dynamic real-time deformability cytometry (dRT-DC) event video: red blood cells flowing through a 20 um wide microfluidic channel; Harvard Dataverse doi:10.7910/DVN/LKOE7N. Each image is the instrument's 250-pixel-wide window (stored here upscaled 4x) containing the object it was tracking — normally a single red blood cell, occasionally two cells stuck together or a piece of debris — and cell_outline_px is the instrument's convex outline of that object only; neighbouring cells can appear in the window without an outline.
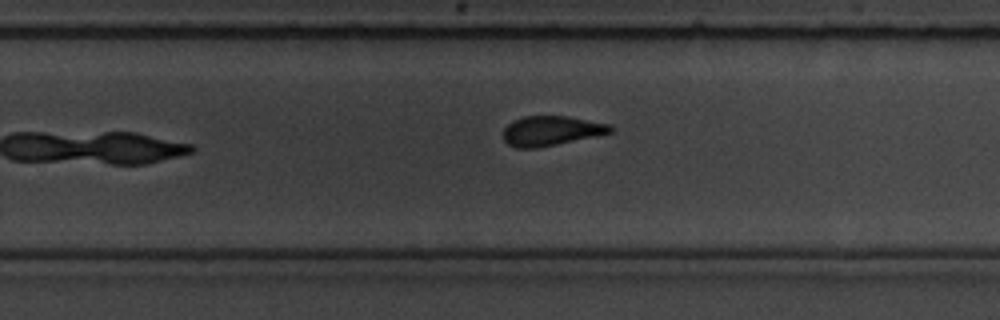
{"species": "common noctule bat (a hibernating species)", "species_latin": "Nyctalus noctula", "temperature_condition": "room temperature", "stored_images_in_passage": 11, "camera_frame_rate_fps": 3000, "um_per_image_px": 0.085, "animal": {"sex": "male", "body_mass_g": 19.5, "forearm_length_mm": 54.6}, "frame": {"image": 1, "passage_image": 10, "time_ms": 10.333, "image_size_px": [1000, 320], "cell_outline_px": [[612, 132], [596, 136], [536, 148], [516, 148], [508, 144], [504, 140], [504, 128], [512, 120], [524, 116], [568, 116], [608, 124], [612, 128]], "centroid_in_image_um": [46.81, 11.11], "position_along_channel_um": 283.0, "area_um2": 18.38}}
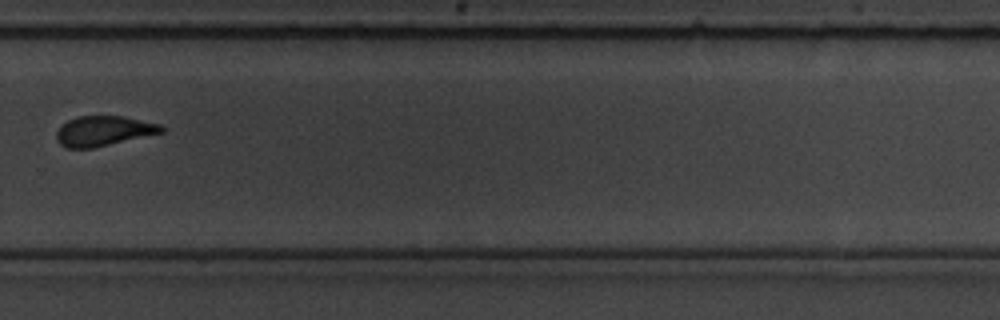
{"frame": {"image": 2, "passage_image": 11, "time_ms": 11.333, "image_size_px": [1000, 320], "cell_outline_px": [[164, 132], [92, 148], [68, 148], [60, 144], [56, 140], [56, 132], [68, 120], [76, 116], [124, 116], [160, 124], [164, 128]], "centroid_in_image_um": [8.8, 11.12], "position_along_channel_um": 321.0, "area_um2": 18.21}}